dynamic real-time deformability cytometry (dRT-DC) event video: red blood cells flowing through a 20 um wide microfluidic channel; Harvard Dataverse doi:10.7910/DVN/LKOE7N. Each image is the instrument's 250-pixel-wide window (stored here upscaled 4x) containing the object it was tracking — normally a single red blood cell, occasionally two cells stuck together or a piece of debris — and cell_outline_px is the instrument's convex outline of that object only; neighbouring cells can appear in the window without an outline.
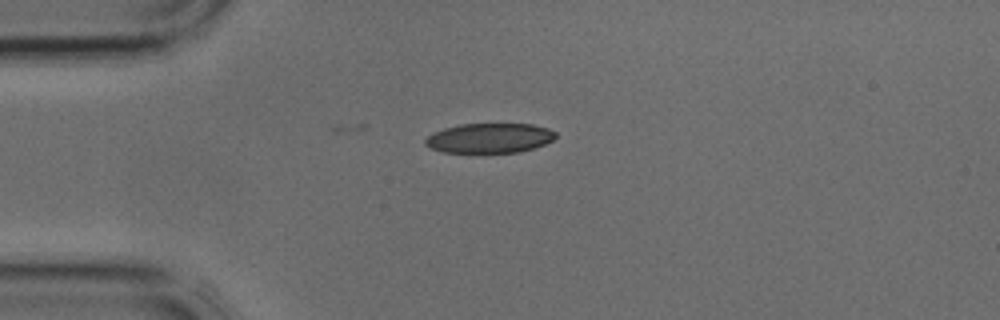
{"species": "common noctule bat (a hibernating species)", "species_latin": "Nyctalus noctula", "temperature_condition": "cold", "stored_images_in_passage": 3, "camera_frame_rate_fps": 3000, "um_per_image_px": 0.085, "animal": {"sex": "male", "body_mass_g": 17.9, "forearm_length_mm": 54.2}, "frame": {"image": 1, "passage_image": 3, "time_ms": 0.667, "image_size_px": [1000, 320], "cell_outline_px": [[556, 136], [552, 140], [544, 144], [532, 148], [516, 152], [444, 152], [432, 148], [424, 144], [424, 140], [432, 132], [444, 128], [460, 124], [532, 124], [548, 128], [556, 132]], "centroid_in_image_um": [41.59, 11.72], "position_along_channel_um": 43.4, "area_um2": 22.43}}